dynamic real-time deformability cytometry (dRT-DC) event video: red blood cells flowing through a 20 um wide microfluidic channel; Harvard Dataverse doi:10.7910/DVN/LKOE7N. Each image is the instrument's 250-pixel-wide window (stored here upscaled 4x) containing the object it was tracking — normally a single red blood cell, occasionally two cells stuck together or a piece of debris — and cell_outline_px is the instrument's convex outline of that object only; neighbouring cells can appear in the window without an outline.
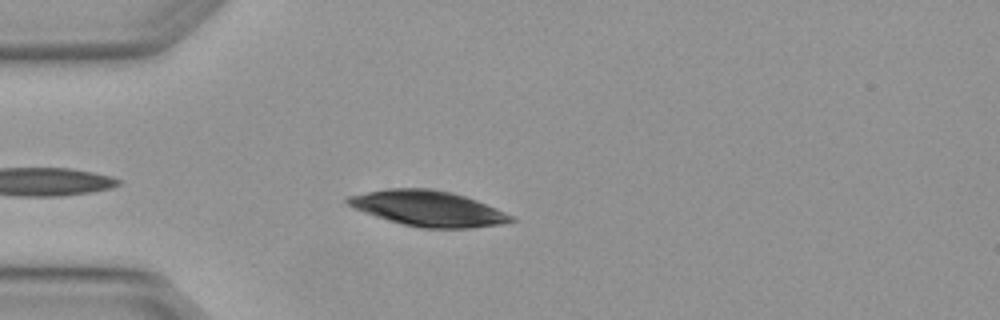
{"species": "Egyptian fruit bat (a non-hibernating species)", "species_latin": "Rousettus aegyptiacus", "temperature_condition": "warm", "stored_images_in_passage": 4, "camera_frame_rate_fps": 3000, "um_per_image_px": 0.085, "animal": {"sex": "female"}, "frame": {"image": 1, "passage_image": 3, "time_ms": 0.667, "image_size_px": [1000, 320], "cell_outline_px": [[516, 220], [500, 224], [468, 228], [424, 228], [404, 224], [376, 216], [352, 208], [344, 200], [348, 196], [388, 188], [432, 188], [452, 192], [476, 200], [496, 208], [512, 216]], "centroid_in_image_um": [36.37, 17.71], "position_along_channel_um": 48.6, "area_um2": 33.41}}